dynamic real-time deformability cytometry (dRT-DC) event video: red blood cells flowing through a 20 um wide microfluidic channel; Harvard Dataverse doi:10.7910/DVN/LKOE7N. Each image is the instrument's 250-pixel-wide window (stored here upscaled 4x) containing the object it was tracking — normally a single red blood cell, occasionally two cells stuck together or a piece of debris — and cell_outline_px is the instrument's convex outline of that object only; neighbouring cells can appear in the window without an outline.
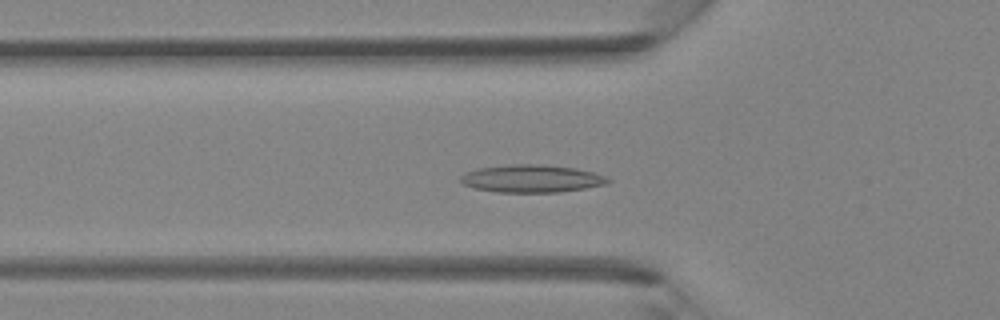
{"species": "Egyptian fruit bat (a non-hibernating species)", "species_latin": "Rousettus aegyptiacus", "temperature_condition": "room temperature", "stored_images_in_passage": 42, "camera_frame_rate_fps": 3000, "um_per_image_px": 0.085, "animal": {"sex": "female"}, "frame": {"image": 1, "passage_image": 14, "time_ms": 4.333, "image_size_px": [1000, 320], "cell_outline_px": [[612, 180], [604, 184], [584, 188], [560, 192], [496, 192], [472, 188], [464, 184], [460, 180], [460, 176], [464, 172], [476, 168], [512, 164], [540, 164], [576, 168], [596, 172], [608, 176]], "centroid_in_image_um": [45.18, 15.17], "position_along_channel_um": 80.6, "area_um2": 23.99}}
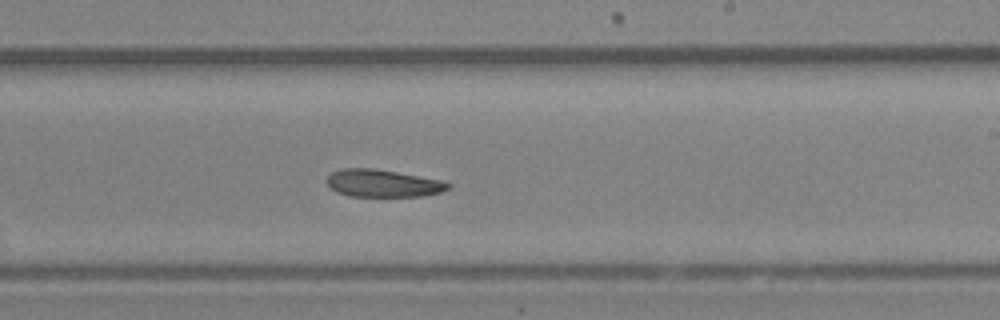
{"frame": {"image": 2, "passage_image": 25, "time_ms": 8.0, "image_size_px": [1000, 320], "cell_outline_px": [[452, 184], [448, 188], [440, 192], [420, 196], [348, 196], [336, 192], [324, 180], [332, 172], [340, 168], [372, 168], [444, 180]], "centroid_in_image_um": [32.52, 15.57], "position_along_channel_um": 256.5, "area_um2": 19.42}}
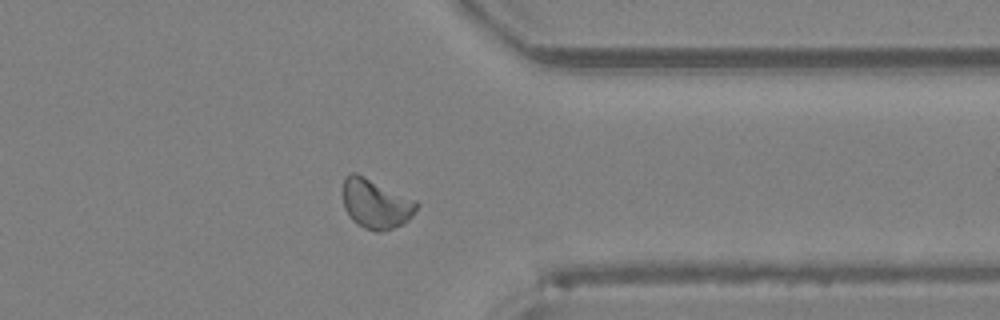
{"frame": {"image": 3, "passage_image": 33, "time_ms": 10.667, "image_size_px": [1000, 320], "cell_outline_px": [[420, 204], [412, 216], [408, 220], [392, 228], [380, 232], [376, 232], [364, 228], [356, 224], [348, 216], [344, 208], [344, 176], [352, 172], [356, 172], [416, 200]], "centroid_in_image_um": [31.94, 17.32], "position_along_channel_um": 379.5, "area_um2": 21.33}}